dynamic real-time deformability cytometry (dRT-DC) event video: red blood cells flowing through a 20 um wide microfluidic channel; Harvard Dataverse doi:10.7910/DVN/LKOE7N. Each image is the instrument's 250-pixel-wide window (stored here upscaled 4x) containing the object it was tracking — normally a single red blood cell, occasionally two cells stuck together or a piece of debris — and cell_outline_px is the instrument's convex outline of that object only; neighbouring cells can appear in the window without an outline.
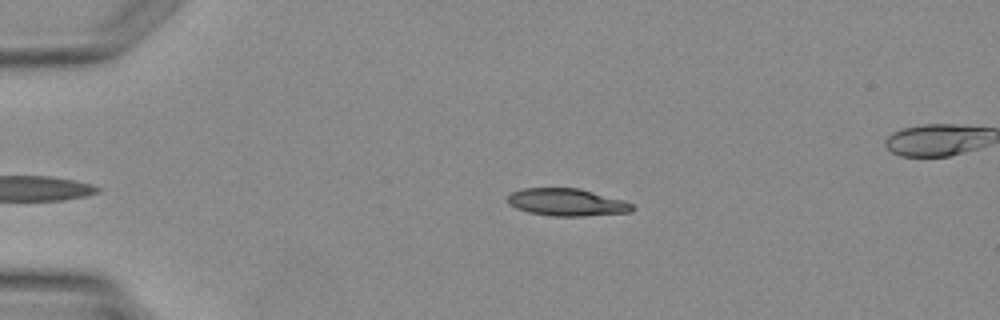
{"species": "Egyptian fruit bat (a non-hibernating species)", "species_latin": "Rousettus aegyptiacus", "temperature_condition": "warm", "stored_images_in_passage": 3, "camera_frame_rate_fps": 3000, "um_per_image_px": 0.085, "animal": {"sex": "female"}, "frame": {"image": 1, "passage_image": 3, "time_ms": 2.333, "image_size_px": [1000, 320], "cell_outline_px": [[636, 208], [632, 212], [584, 216], [552, 216], [528, 212], [516, 208], [508, 204], [508, 196], [512, 192], [524, 188], [580, 188], [624, 200], [632, 204]], "centroid_in_image_um": [48.21, 17.19], "position_along_channel_um": 36.8, "area_um2": 20.0}}